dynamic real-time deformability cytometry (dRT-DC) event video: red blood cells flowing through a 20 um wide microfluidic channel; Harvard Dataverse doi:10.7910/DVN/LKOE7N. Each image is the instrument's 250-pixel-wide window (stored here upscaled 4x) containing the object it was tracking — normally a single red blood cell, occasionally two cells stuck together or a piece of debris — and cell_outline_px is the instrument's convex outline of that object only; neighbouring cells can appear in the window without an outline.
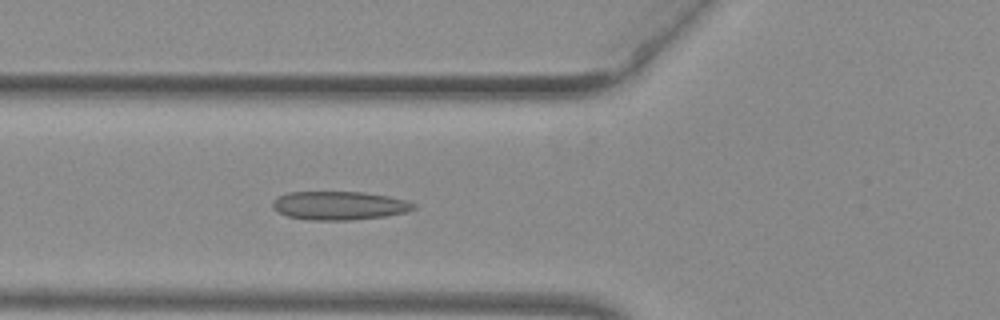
{"species": "common noctule bat (a hibernating species)", "species_latin": "Nyctalus noctula", "temperature_condition": "warm", "stored_images_in_passage": 53, "camera_frame_rate_fps": 3000, "um_per_image_px": 0.085, "animal": {"sex": "female", "body_mass_g": 29.2, "forearm_length_mm": 56.3}, "frame": {"image": 1, "passage_image": 20, "time_ms": 6.333, "image_size_px": [1000, 320], "cell_outline_px": [[416, 208], [404, 212], [384, 216], [352, 220], [312, 220], [288, 216], [272, 208], [272, 200], [288, 192], [364, 192], [388, 196], [404, 200], [416, 204]], "centroid_in_image_um": [28.82, 17.47], "position_along_channel_um": 97.0, "area_um2": 23.29}}
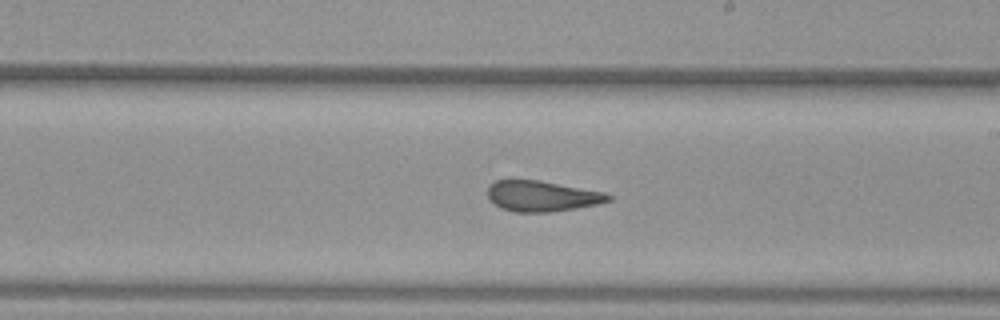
{"frame": {"image": 2, "passage_image": 31, "time_ms": 10.0, "image_size_px": [1000, 320], "cell_outline_px": [[612, 200], [596, 204], [576, 208], [548, 212], [516, 212], [500, 208], [488, 196], [488, 184], [496, 180], [540, 180], [604, 192], [612, 196]], "centroid_in_image_um": [46.06, 16.66], "position_along_channel_um": 242.9, "area_um2": 21.44}}
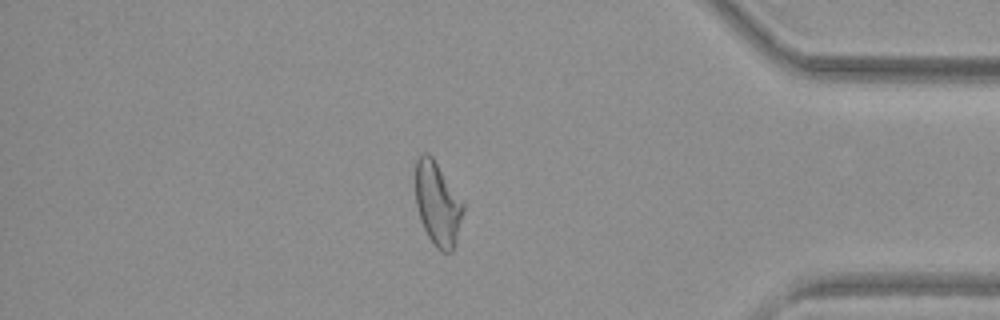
{"frame": {"image": 3, "passage_image": 45, "time_ms": 14.667, "image_size_px": [1000, 320], "cell_outline_px": [[464, 208], [456, 240], [452, 252], [440, 252], [432, 244], [420, 220], [416, 204], [416, 160], [424, 152], [428, 152], [432, 156], [464, 204]], "centroid_in_image_um": [37.18, 17.35], "position_along_channel_um": 398.0, "area_um2": 23.0}, "authors_computed_cell_mechanics": {"area_um2": 23.5246, "velocity_mm_per_s": 3.9807, "shape_relaxation_time_tau1_ms": null, "shape_relaxation_time_tau2_ms": 1.6587, "deformation_change_tau1": null, "deformation_change_tau2": 0.0962}}